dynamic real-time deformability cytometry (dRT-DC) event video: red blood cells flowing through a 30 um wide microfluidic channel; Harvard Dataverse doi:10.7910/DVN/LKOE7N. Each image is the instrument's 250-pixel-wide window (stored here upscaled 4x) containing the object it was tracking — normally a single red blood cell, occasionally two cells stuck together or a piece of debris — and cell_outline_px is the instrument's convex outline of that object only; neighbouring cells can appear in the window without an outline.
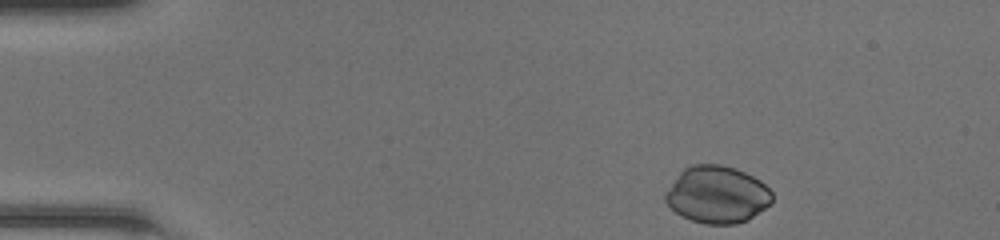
{"species": "common noctule bat (a hibernating species)", "species_latin": "Nyctalus noctula", "temperature_condition": "room temperature", "stored_images_in_passage": 43, "camera_frame_rate_fps": 3000, "um_per_image_px": 0.085, "animal": {"sex": "female", "body_mass_g": 20.0, "forearm_length_mm": 54.0}, "frame": {"image": 1, "passage_image": 1, "time_ms": 0.0, "image_size_px": [1000, 240], "cell_outline_px": [[772, 200], [764, 208], [748, 220], [736, 224], [704, 224], [692, 220], [676, 212], [664, 200], [664, 196], [680, 172], [684, 168], [692, 164], [720, 164], [736, 168], [760, 180], [772, 192]], "centroid_in_image_um": [60.96, 16.54], "position_along_channel_um": 24.0, "area_um2": 35.2}}
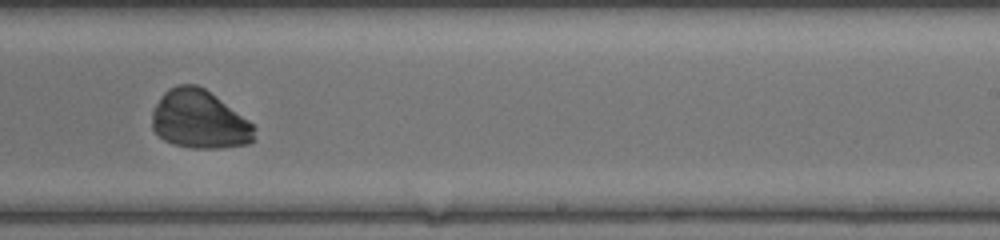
{"frame": {"image": 2, "passage_image": 25, "time_ms": 8.0, "image_size_px": [1000, 240], "cell_outline_px": [[256, 128], [252, 140], [248, 144], [220, 148], [192, 148], [172, 144], [164, 140], [152, 128], [152, 108], [160, 96], [168, 88], [176, 84], [196, 84], [204, 88], [248, 120]], "centroid_in_image_um": [16.9, 10.16], "position_along_channel_um": 272.1, "area_um2": 34.85}}